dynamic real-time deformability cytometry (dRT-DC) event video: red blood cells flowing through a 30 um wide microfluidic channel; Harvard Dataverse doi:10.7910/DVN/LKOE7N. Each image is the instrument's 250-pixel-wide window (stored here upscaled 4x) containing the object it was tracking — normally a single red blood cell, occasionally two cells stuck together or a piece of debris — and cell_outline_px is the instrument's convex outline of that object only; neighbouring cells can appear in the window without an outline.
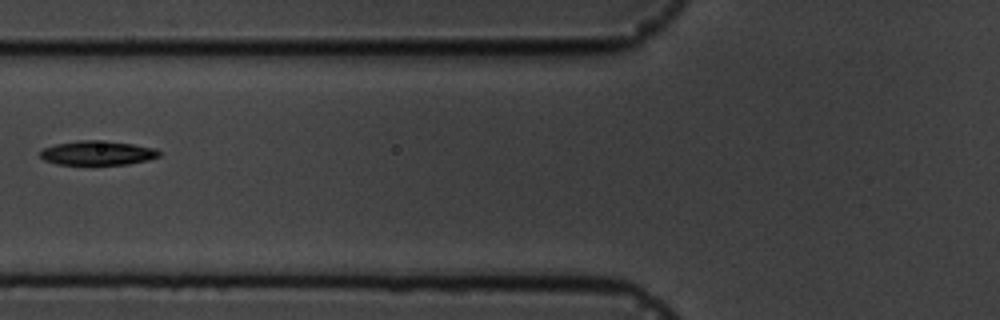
{"species": "common noctule bat (a hibernating species)", "species_latin": "Nyctalus noctula", "temperature_condition": "cold", "stored_images_in_passage": 5, "camera_frame_rate_fps": 3000, "um_per_image_px": 0.085, "animal": {"sex": "male", "body_mass_g": 19.5, "forearm_length_mm": 54.6}, "frame": {"image": 1, "passage_image": 5, "time_ms": 6.0, "image_size_px": [1000, 320], "cell_outline_px": [[160, 156], [148, 160], [128, 164], [56, 164], [44, 160], [40, 156], [40, 152], [44, 148], [56, 144], [80, 140], [92, 140], [132, 144], [156, 148], [160, 152]], "centroid_in_image_um": [8.29, 13.01], "position_along_channel_um": 117.5, "area_um2": 16.59}}